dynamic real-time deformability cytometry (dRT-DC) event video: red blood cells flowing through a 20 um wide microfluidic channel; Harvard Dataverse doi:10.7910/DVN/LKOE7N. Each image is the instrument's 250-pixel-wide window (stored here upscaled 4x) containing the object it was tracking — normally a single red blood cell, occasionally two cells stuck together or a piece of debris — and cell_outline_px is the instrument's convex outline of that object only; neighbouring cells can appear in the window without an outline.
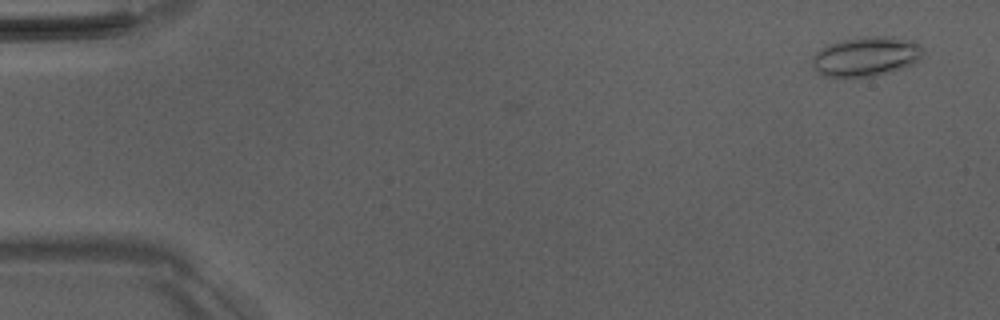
{"species": "Egyptian fruit bat (a non-hibernating species)", "species_latin": "Rousettus aegyptiacus", "temperature_condition": "room temperature", "stored_images_in_passage": 52, "camera_frame_rate_fps": 3000, "um_per_image_px": 0.085, "animal": {"sex": "male"}, "frame": {"image": 1, "passage_image": 3, "time_ms": 0.667, "image_size_px": [1000, 320], "cell_outline_px": [[924, 52], [912, 64], [892, 72], [876, 76], [824, 76], [812, 64], [812, 56], [816, 52], [832, 44], [844, 40], [872, 36], [892, 36], [916, 40], [920, 44]], "centroid_in_image_um": [73.69, 4.79], "position_along_channel_um": 11.3, "area_um2": 25.2}}
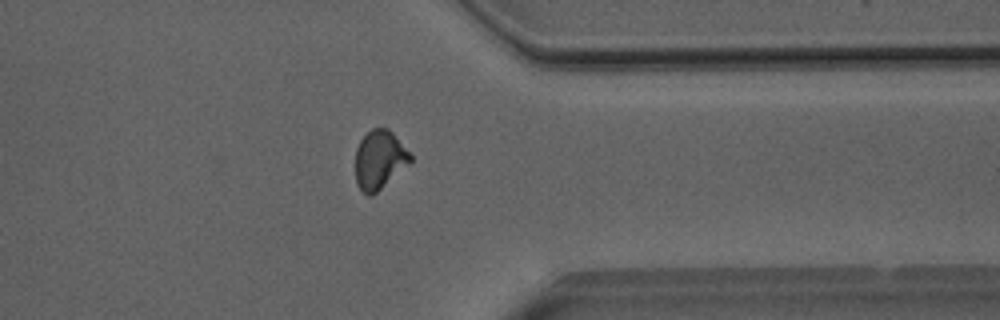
{"frame": {"image": 2, "passage_image": 41, "time_ms": 13.333, "image_size_px": [1000, 320], "cell_outline_px": [[412, 160], [408, 164], [372, 196], [368, 196], [356, 184], [356, 148], [360, 140], [372, 128], [388, 128], [392, 132], [412, 156]], "centroid_in_image_um": [32.23, 13.57], "position_along_channel_um": 379.2, "area_um2": 18.5}}
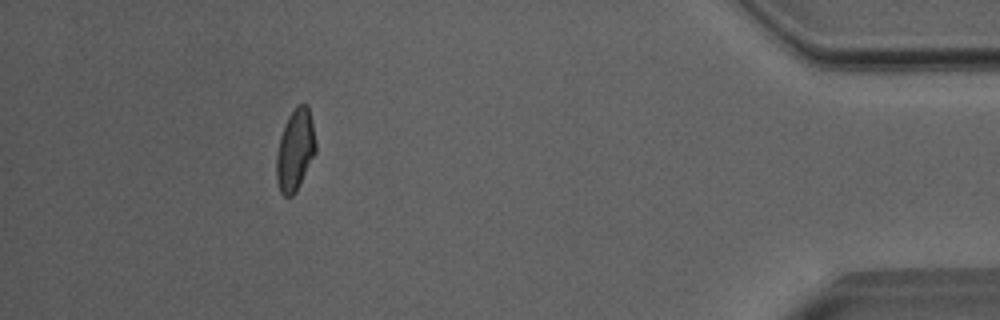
{"frame": {"image": 3, "passage_image": 47, "time_ms": 15.333, "image_size_px": [1000, 320], "cell_outline_px": [[316, 152], [296, 192], [292, 196], [284, 196], [280, 192], [276, 180], [276, 156], [280, 136], [288, 116], [300, 104], [308, 104], [316, 144]], "centroid_in_image_um": [25.08, 12.79], "position_along_channel_um": 410.1, "area_um2": 18.55}, "authors_computed_cell_mechanics": {"area_um2": 19.2474, "velocity_mm_per_s": 4.039, "shape_relaxation_time_tau1_ms": 6.6327, "shape_relaxation_time_tau2_ms": 2.2712, "deformation_change_tau1": 0.1673, "deformation_change_tau2": 0.0795}}